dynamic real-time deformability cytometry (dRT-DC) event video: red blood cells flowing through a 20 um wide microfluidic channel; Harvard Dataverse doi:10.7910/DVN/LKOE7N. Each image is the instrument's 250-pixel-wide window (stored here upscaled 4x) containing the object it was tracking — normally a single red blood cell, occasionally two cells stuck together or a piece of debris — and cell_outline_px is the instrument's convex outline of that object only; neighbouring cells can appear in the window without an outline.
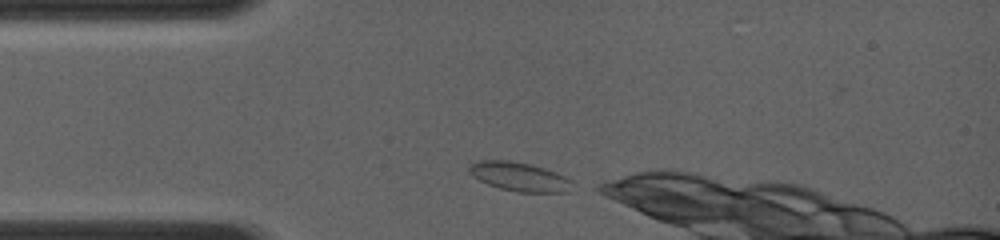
{"species": "common noctule bat (a hibernating species)", "species_latin": "Nyctalus noctula", "temperature_condition": "room temperature", "stored_images_in_passage": 28, "camera_frame_rate_fps": 4000, "um_per_image_px": 0.085, "animal": {"sex": "female", "body_mass_g": 19.0, "forearm_length_mm": 56.7}, "frame": {"image": 1, "passage_image": 1, "time_ms": 0.0, "image_size_px": [1000, 240], "cell_outline_px": [[572, 180], [568, 192], [516, 192], [500, 188], [488, 184], [472, 176], [468, 172], [468, 164], [476, 160], [508, 160], [532, 164], [556, 172]], "centroid_in_image_um": [44.09, 15.0], "position_along_channel_um": 40.9, "area_um2": 17.51}}
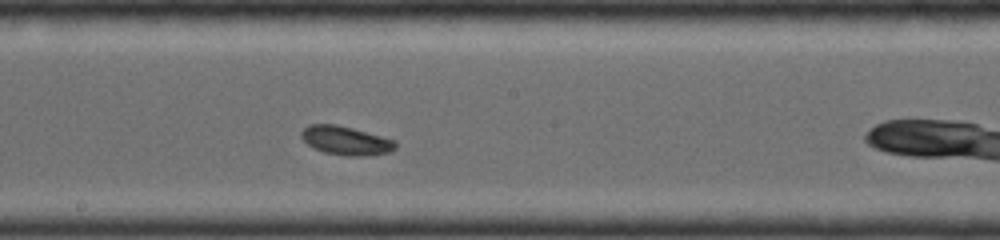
{"frame": {"image": 2, "passage_image": 13, "time_ms": 4.5, "image_size_px": [1000, 240], "cell_outline_px": [[396, 148], [392, 152], [368, 156], [348, 156], [324, 152], [312, 148], [300, 136], [300, 132], [308, 124], [336, 124], [352, 128], [396, 140]], "centroid_in_image_um": [29.41, 11.95], "position_along_channel_um": 218.8, "area_um2": 15.95}}
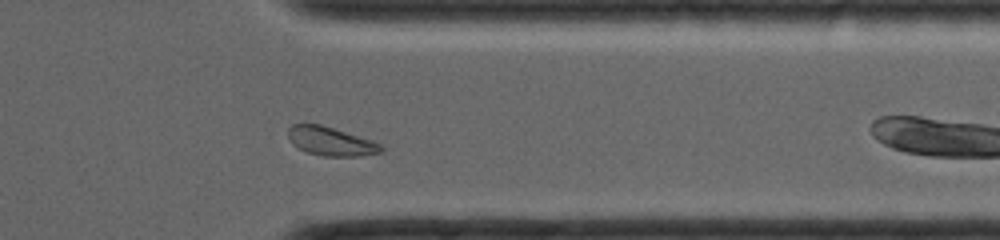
{"frame": {"image": 3, "passage_image": 23, "time_ms": 8.25, "image_size_px": [1000, 240], "cell_outline_px": [[384, 152], [360, 156], [324, 156], [308, 152], [292, 144], [288, 136], [288, 128], [292, 124], [320, 124], [372, 140], [380, 144], [384, 148]], "centroid_in_image_um": [28.14, 12.01], "position_along_channel_um": 383.3, "area_um2": 15.49}}